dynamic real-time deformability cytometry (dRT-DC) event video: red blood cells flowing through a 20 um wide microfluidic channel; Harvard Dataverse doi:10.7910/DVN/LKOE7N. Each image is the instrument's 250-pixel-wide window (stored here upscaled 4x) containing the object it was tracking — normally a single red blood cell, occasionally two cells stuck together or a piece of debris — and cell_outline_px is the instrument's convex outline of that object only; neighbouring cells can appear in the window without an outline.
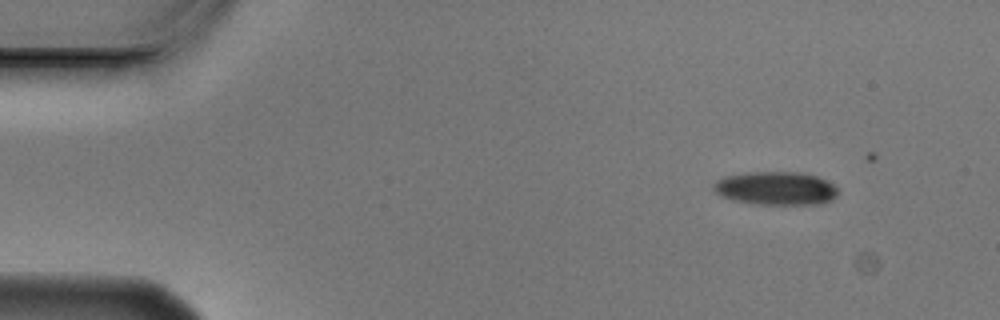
{"species": "Egyptian fruit bat (a non-hibernating species)", "species_latin": "Rousettus aegyptiacus", "temperature_condition": "cold", "stored_images_in_passage": 3, "camera_frame_rate_fps": 3000, "um_per_image_px": 0.085, "animal": {"sex": "male"}, "frame": {"image": 1, "passage_image": 1, "time_ms": 0.0, "image_size_px": [1000, 320], "cell_outline_px": [[836, 196], [832, 200], [820, 204], [752, 204], [732, 200], [720, 196], [712, 188], [712, 184], [716, 180], [724, 176], [748, 172], [804, 172], [828, 180], [836, 188]], "centroid_in_image_um": [65.91, 16.0], "position_along_channel_um": 19.1, "area_um2": 24.45}}
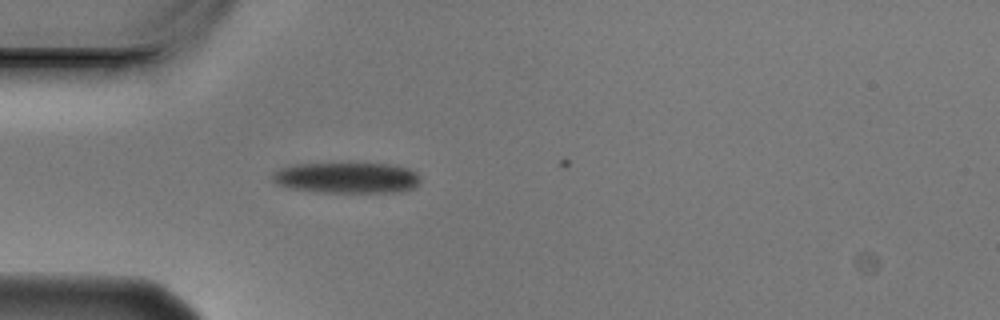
{"frame": {"image": 2, "passage_image": 3, "time_ms": 0.667, "image_size_px": [1000, 320], "cell_outline_px": [[420, 180], [412, 188], [404, 192], [320, 192], [288, 188], [272, 180], [272, 176], [280, 168], [296, 164], [396, 164], [408, 168], [416, 172], [420, 176]], "centroid_in_image_um": [29.53, 15.11], "position_along_channel_um": 55.5, "area_um2": 26.47}}